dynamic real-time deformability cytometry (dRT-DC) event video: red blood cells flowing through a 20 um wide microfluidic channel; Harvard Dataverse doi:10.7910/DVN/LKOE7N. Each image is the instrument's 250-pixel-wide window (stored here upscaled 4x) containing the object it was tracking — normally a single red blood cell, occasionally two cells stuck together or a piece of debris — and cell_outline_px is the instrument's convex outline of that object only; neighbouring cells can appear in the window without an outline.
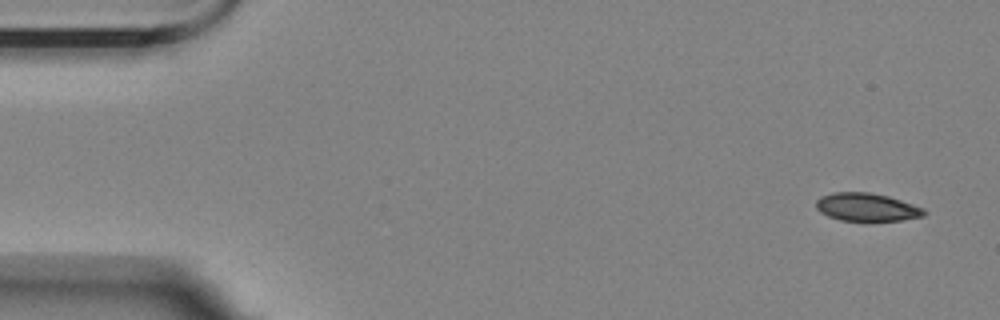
{"species": "Egyptian fruit bat (a non-hibernating species)", "species_latin": "Rousettus aegyptiacus", "temperature_condition": "room temperature", "stored_images_in_passage": 6, "segment_of_instrument_passage": [1, 2], "camera_frame_rate_fps": 3000, "um_per_image_px": 0.085, "animal": {"sex": "female"}, "frame": {"image": 1, "passage_image": 1, "time_ms": 0.0, "image_size_px": [1000, 320], "cell_outline_px": [[928, 212], [924, 216], [900, 220], [840, 220], [828, 216], [820, 212], [816, 208], [816, 200], [820, 196], [832, 192], [868, 192], [888, 196], [924, 208]], "centroid_in_image_um": [73.65, 17.59], "position_along_channel_um": 11.3, "area_um2": 17.57}}